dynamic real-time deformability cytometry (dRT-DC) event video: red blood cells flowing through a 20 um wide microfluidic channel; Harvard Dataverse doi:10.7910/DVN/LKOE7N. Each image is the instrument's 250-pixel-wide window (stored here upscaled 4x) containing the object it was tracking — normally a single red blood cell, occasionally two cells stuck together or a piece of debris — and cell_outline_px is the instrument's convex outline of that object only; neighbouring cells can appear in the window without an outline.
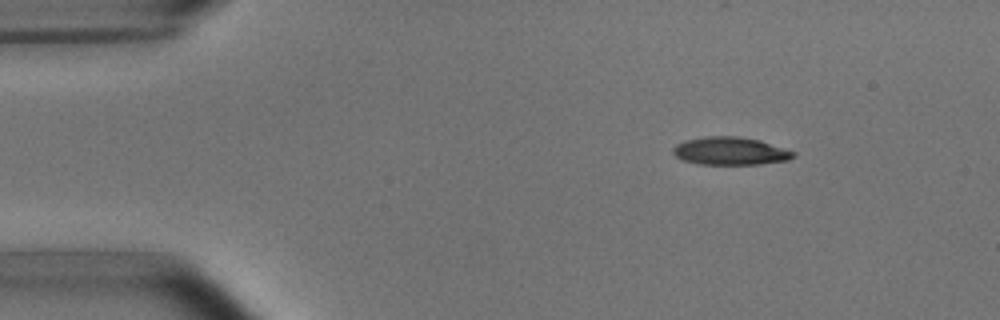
{"species": "common noctule bat (a hibernating species)", "species_latin": "Nyctalus noctula", "temperature_condition": "room temperature", "stored_images_in_passage": 3, "camera_frame_rate_fps": 3000, "um_per_image_px": 0.085, "animal": {"sex": "male", "body_mass_g": 15.6}, "frame": {"image": 1, "passage_image": 1, "time_ms": 0.0, "image_size_px": [1000, 320], "cell_outline_px": [[796, 156], [788, 160], [760, 164], [700, 164], [684, 160], [676, 156], [672, 152], [672, 148], [676, 144], [684, 140], [708, 136], [736, 136], [760, 140], [796, 152]], "centroid_in_image_um": [62.08, 12.83], "position_along_channel_um": 22.9, "area_um2": 19.54}}